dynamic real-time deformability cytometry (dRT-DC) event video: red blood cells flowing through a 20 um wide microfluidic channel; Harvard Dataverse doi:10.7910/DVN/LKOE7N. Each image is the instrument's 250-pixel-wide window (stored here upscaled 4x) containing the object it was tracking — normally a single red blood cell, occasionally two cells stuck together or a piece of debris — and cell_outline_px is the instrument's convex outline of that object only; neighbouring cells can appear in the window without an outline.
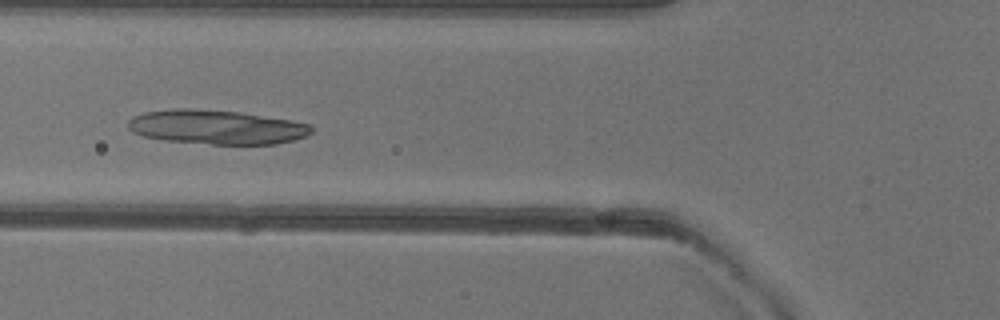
{"species": "common noctule bat (a hibernating species)", "species_latin": "Nyctalus noctula", "temperature_condition": "warm", "stored_images_in_passage": 51, "camera_frame_rate_fps": 3000, "um_per_image_px": 0.085, "animal": {"sex": "female"}, "frame": {"image": 1, "passage_image": 19, "time_ms": 6.0, "image_size_px": [1000, 320], "cell_outline_px": [[312, 132], [304, 136], [292, 140], [276, 144], [212, 144], [168, 140], [144, 136], [132, 132], [128, 128], [128, 120], [132, 116], [144, 112], [176, 108], [184, 108], [240, 112], [292, 120], [312, 124]], "centroid_in_image_um": [18.4, 10.79], "position_along_channel_um": 107.4, "area_um2": 36.47}}
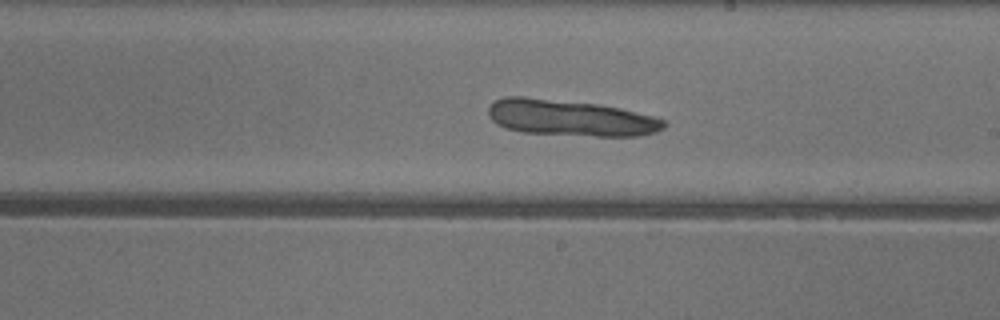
{"frame": {"image": 2, "passage_image": 29, "time_ms": 9.333, "image_size_px": [1000, 320], "cell_outline_px": [[668, 124], [664, 128], [656, 132], [644, 136], [596, 136], [520, 132], [496, 124], [488, 116], [488, 104], [504, 96], [524, 96], [600, 104], [620, 108], [652, 116], [664, 120]], "centroid_in_image_um": [48.47, 10.01], "position_along_channel_um": 240.5, "area_um2": 37.34}}
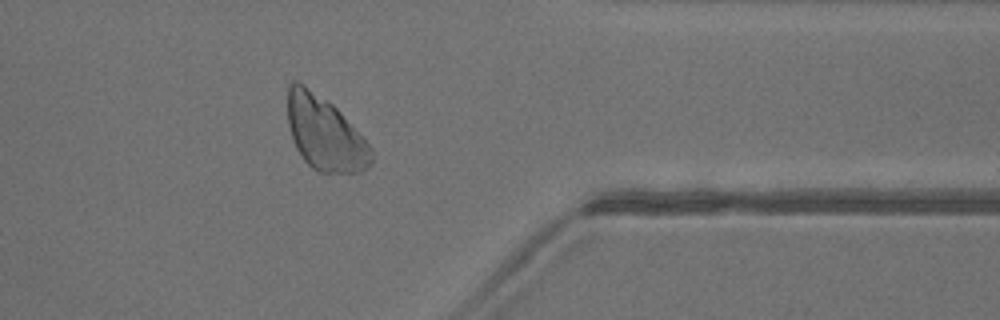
{"frame": {"image": 3, "passage_image": 41, "time_ms": 13.333, "image_size_px": [1000, 320], "cell_outline_px": [[372, 160], [368, 168], [360, 172], [320, 172], [312, 168], [304, 160], [296, 148], [288, 124], [288, 84], [292, 80], [296, 80], [304, 84], [332, 104], [340, 112], [372, 148]], "centroid_in_image_um": [27.59, 11.34], "position_along_channel_um": 383.8, "area_um2": 35.6}}